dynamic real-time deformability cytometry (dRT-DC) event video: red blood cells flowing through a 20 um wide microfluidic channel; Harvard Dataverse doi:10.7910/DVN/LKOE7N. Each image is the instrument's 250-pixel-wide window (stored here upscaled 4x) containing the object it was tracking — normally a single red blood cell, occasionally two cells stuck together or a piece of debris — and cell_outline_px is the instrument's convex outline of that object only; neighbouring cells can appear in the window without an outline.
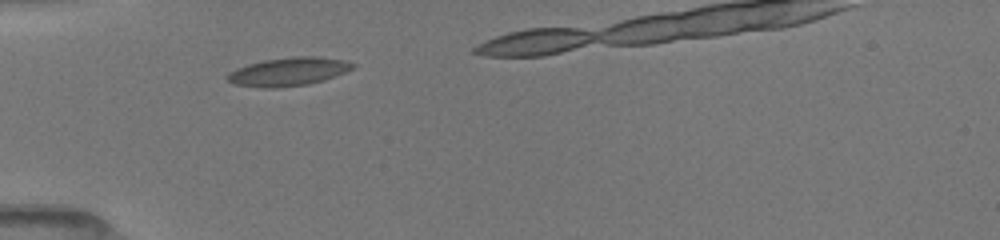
{"species": "common noctule bat (a hibernating species)", "species_latin": "Nyctalus noctula", "temperature_condition": "room temperature", "stored_images_in_passage": 9, "camera_frame_rate_fps": 3000, "um_per_image_px": 0.085, "animal": {"sex": "female", "body_mass_g": 19.5, "forearm_length_mm": 54.1}, "frame": {"image": 1, "passage_image": 2, "time_ms": 0.333, "image_size_px": [1000, 240], "cell_outline_px": [[356, 64], [352, 68], [336, 76], [324, 80], [308, 84], [276, 88], [260, 88], [232, 84], [224, 76], [228, 72], [236, 68], [248, 64], [264, 60], [292, 56], [316, 56], [344, 60]], "centroid_in_image_um": [24.46, 6.09], "position_along_channel_um": 60.5, "area_um2": 20.92}}
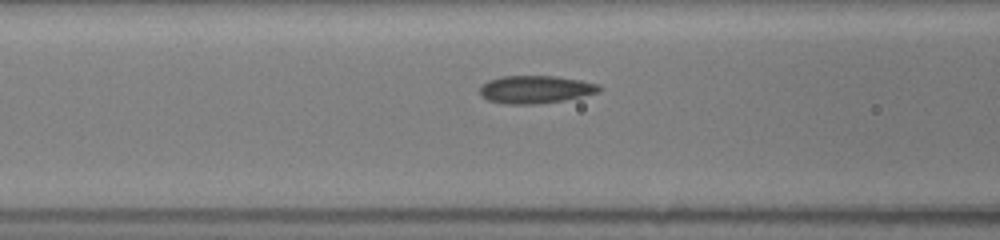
{"frame": {"image": 2, "passage_image": 7, "time_ms": 2.0, "image_size_px": [1000, 240], "cell_outline_px": [[604, 88], [600, 92], [564, 100], [536, 104], [504, 104], [488, 100], [480, 96], [480, 88], [488, 80], [500, 76], [556, 76], [580, 80], [600, 84]], "centroid_in_image_um": [45.54, 7.6], "position_along_channel_um": 121.1, "area_um2": 19.48}}